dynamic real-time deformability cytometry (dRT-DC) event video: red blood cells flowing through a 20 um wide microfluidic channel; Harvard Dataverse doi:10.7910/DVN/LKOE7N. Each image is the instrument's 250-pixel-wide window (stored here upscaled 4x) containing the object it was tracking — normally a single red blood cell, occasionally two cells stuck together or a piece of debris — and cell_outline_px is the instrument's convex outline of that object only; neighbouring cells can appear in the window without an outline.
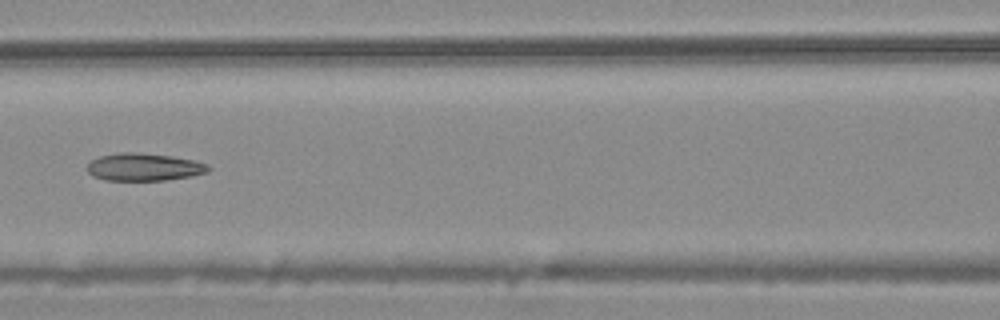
{"species": "common noctule bat (a hibernating species)", "species_latin": "Nyctalus noctula", "temperature_condition": "warm", "stored_images_in_passage": 6, "camera_frame_rate_fps": 3000, "um_per_image_px": 0.085, "animal": {"sex": "male", "body_mass_g": 20.4}, "frame": {"image": 1, "passage_image": 6, "time_ms": 1.667, "image_size_px": [1000, 320], "cell_outline_px": [[212, 168], [208, 172], [192, 176], [164, 180], [104, 180], [92, 176], [88, 172], [88, 164], [92, 160], [100, 156], [120, 152], [136, 152], [172, 156], [196, 160], [208, 164]], "centroid_in_image_um": [12.28, 14.19], "position_along_channel_um": 154.3, "area_um2": 19.59}}